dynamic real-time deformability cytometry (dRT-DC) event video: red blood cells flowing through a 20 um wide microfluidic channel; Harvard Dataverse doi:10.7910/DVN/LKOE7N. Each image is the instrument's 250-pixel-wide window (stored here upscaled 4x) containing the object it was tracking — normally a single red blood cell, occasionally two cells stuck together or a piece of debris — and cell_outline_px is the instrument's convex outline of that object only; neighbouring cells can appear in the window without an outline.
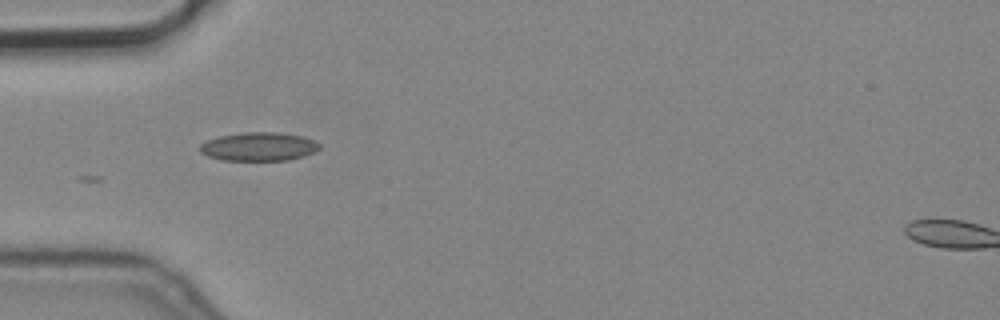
{"species": "common noctule bat (a hibernating species)", "species_latin": "Nyctalus noctula", "temperature_condition": "cold", "stored_images_in_passage": 5, "camera_frame_rate_fps": 3000, "um_per_image_px": 0.085, "animal": {"sex": "male", "body_mass_g": 19.2, "forearm_length_mm": 51.8}, "frame": {"image": 1, "passage_image": 3, "time_ms": 0.667, "image_size_px": [1000, 320], "cell_outline_px": [[320, 148], [316, 152], [304, 156], [288, 160], [220, 160], [208, 156], [200, 152], [200, 144], [208, 140], [220, 136], [240, 132], [280, 132], [300, 136], [316, 140], [320, 144]], "centroid_in_image_um": [22.02, 12.46], "position_along_channel_um": 63.0, "area_um2": 20.06}}
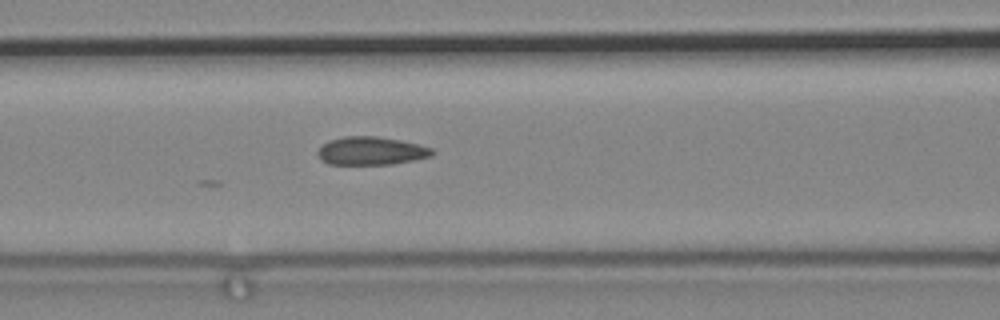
{"frame": {"image": 2, "passage_image": 5, "time_ms": 1.333, "image_size_px": [1000, 320], "cell_outline_px": [[436, 152], [432, 156], [392, 164], [328, 164], [320, 160], [316, 152], [328, 140], [344, 136], [376, 136], [400, 140], [432, 148]], "centroid_in_image_um": [31.52, 12.82], "position_along_channel_um": 135.1, "area_um2": 18.79}}